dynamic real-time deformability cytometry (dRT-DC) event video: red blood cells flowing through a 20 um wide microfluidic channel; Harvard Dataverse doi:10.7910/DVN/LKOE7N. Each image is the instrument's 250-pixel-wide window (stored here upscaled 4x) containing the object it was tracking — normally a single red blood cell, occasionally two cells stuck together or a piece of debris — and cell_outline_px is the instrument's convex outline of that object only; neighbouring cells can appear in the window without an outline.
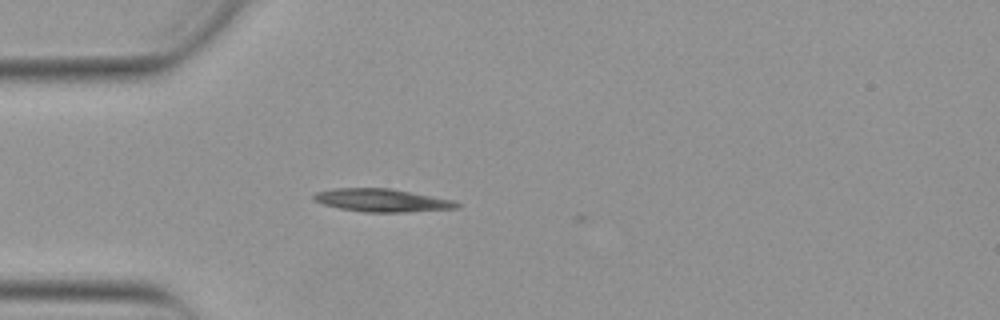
{"species": "Egyptian fruit bat (a non-hibernating species)", "species_latin": "Rousettus aegyptiacus", "temperature_condition": "warm", "stored_images_in_passage": 30, "camera_frame_rate_fps": 3000, "um_per_image_px": 0.085, "animal": {"sex": "female"}, "frame": {"image": 1, "passage_image": 1, "time_ms": 0.0, "image_size_px": [1000, 320], "cell_outline_px": [[464, 204], [460, 208], [404, 212], [364, 212], [340, 208], [324, 204], [312, 200], [312, 196], [316, 192], [332, 188], [392, 188], [452, 200]], "centroid_in_image_um": [32.48, 17.02], "position_along_channel_um": 52.5, "area_um2": 19.25}}
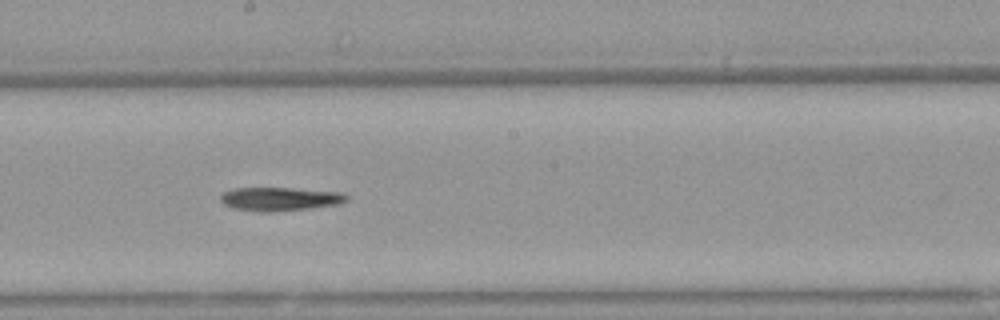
{"frame": {"image": 2, "passage_image": 15, "time_ms": 4.667, "image_size_px": [1000, 320], "cell_outline_px": [[348, 200], [336, 204], [308, 208], [268, 212], [260, 212], [232, 208], [224, 204], [220, 200], [220, 196], [224, 192], [236, 188], [292, 188], [344, 192], [348, 196]], "centroid_in_image_um": [23.78, 16.9], "position_along_channel_um": 224.4, "area_um2": 17.22}}
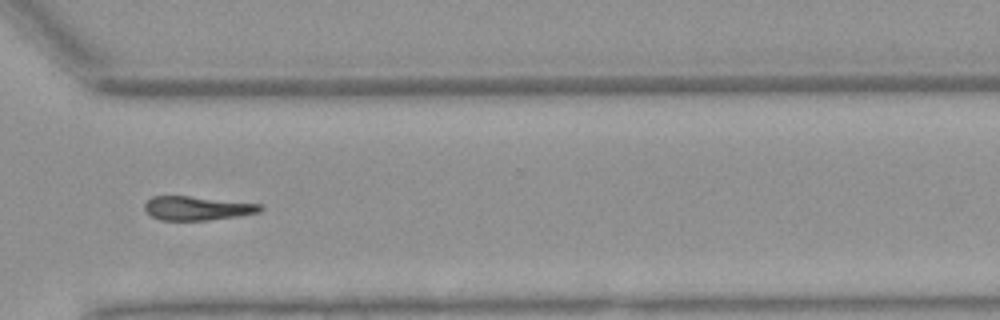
{"frame": {"image": 3, "passage_image": 25, "time_ms": 8.0, "image_size_px": [1000, 320], "cell_outline_px": [[264, 208], [260, 212], [240, 216], [208, 220], [160, 220], [148, 216], [144, 212], [144, 204], [152, 196], [188, 196], [260, 204]], "centroid_in_image_um": [16.71, 17.71], "position_along_channel_um": 353.9, "area_um2": 16.24}, "authors_computed_cell_mechanics": {"area_um2": 17.2822, "velocity_mm_per_s": 3.8792, "shape_relaxation_time_tau1_ms": 6.9492, "shape_relaxation_time_tau2_ms": null, "deformation_change_tau1": 0.1789, "deformation_change_tau2": null}}